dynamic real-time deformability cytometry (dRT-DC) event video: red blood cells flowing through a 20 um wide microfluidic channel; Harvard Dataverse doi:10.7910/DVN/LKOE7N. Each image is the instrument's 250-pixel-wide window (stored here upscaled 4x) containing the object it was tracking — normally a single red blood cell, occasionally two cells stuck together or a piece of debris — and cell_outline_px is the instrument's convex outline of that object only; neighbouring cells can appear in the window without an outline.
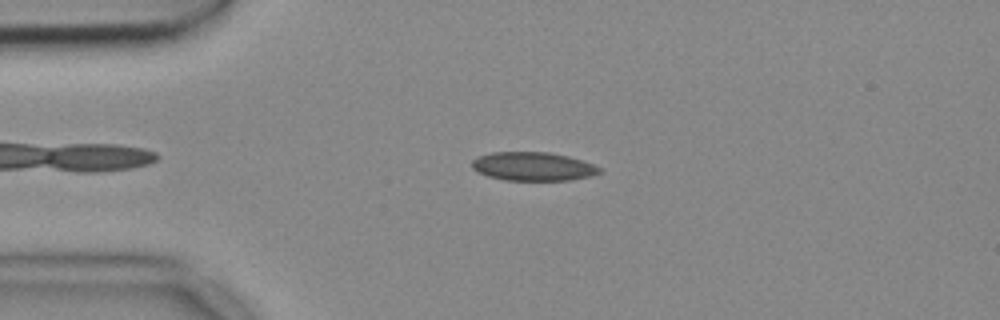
{"species": "common noctule bat (a hibernating species)", "species_latin": "Nyctalus noctula", "temperature_condition": "cold", "stored_images_in_passage": 48, "camera_frame_rate_fps": 3000, "um_per_image_px": 0.085, "animal": {"sex": "female", "body_mass_g": 18.4}, "frame": {"image": 1, "passage_image": 11, "time_ms": 3.333, "image_size_px": [1000, 320], "cell_outline_px": [[600, 172], [588, 176], [568, 180], [504, 180], [488, 176], [472, 168], [472, 160], [480, 156], [492, 152], [552, 152], [584, 160], [600, 168]], "centroid_in_image_um": [45.3, 14.13], "position_along_channel_um": 39.7, "area_um2": 21.1}}
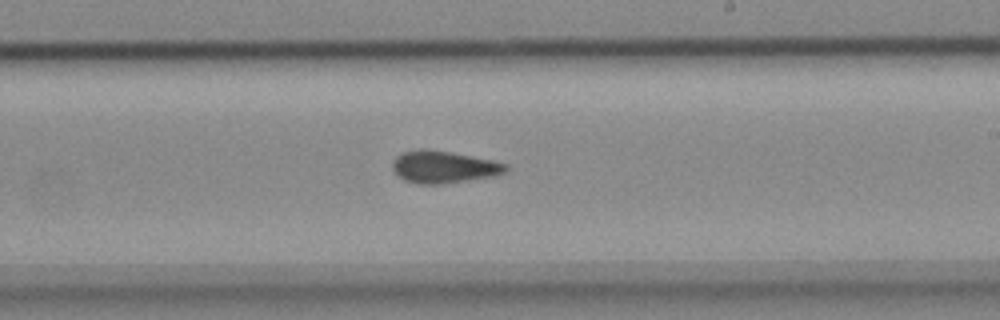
{"frame": {"image": 2, "passage_image": 30, "time_ms": 9.667, "image_size_px": [1000, 320], "cell_outline_px": [[508, 168], [504, 172], [496, 176], [440, 184], [416, 184], [404, 180], [396, 176], [392, 168], [392, 160], [396, 156], [404, 152], [420, 148], [428, 148], [452, 152], [492, 160], [508, 164]], "centroid_in_image_um": [37.67, 14.18], "position_along_channel_um": 251.3, "area_um2": 21.56}}
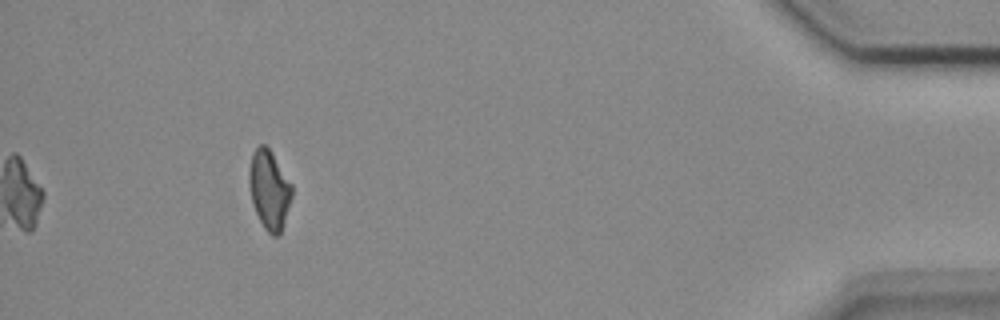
{"frame": {"image": 3, "passage_image": 48, "time_ms": 15.667, "image_size_px": [1000, 320], "cell_outline_px": [[292, 196], [280, 232], [276, 236], [272, 236], [264, 228], [256, 212], [252, 200], [248, 180], [248, 172], [252, 152], [260, 144], [264, 144], [272, 152], [292, 184]], "centroid_in_image_um": [22.87, 16.08], "position_along_channel_um": 412.3, "area_um2": 19.48}, "authors_computed_cell_mechanics": {"area_um2": 21.1837, "velocity_mm_per_s": 3.7435, "shape_relaxation_time_tau1_ms": null, "shape_relaxation_time_tau2_ms": 4.8788, "deformation_change_tau1": null, "deformation_change_tau2": 0.1042}}